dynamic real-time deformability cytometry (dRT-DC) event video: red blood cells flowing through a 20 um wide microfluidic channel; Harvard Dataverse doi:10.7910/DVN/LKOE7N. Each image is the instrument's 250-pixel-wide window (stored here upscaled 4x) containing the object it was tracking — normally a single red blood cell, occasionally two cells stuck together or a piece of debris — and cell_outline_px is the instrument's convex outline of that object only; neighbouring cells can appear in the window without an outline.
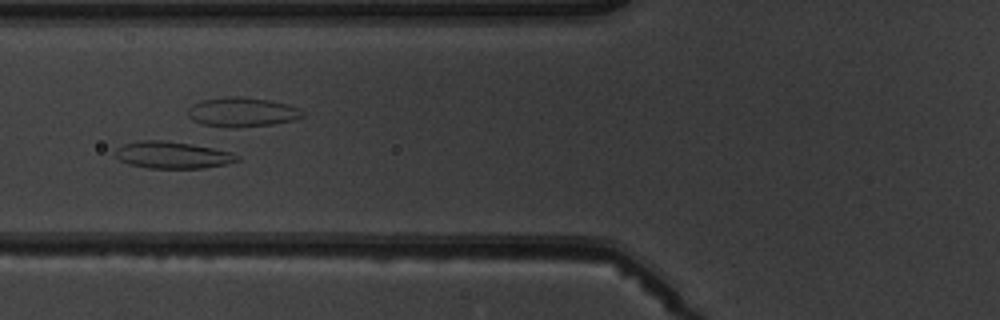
{"species": "common noctule bat (a hibernating species)", "species_latin": "Nyctalus noctula", "temperature_condition": "warm", "stored_images_in_passage": 6, "camera_frame_rate_fps": 3000, "um_per_image_px": 0.085, "animal": {"sex": "male", "body_mass_g": 19.5, "forearm_length_mm": 54.6}, "frame": {"image": 1, "passage_image": 5, "time_ms": 4.667, "image_size_px": [1000, 320], "cell_outline_px": [[240, 160], [224, 164], [204, 168], [148, 168], [128, 164], [120, 160], [116, 156], [116, 148], [124, 144], [140, 140], [164, 140], [212, 148], [232, 152], [240, 156]], "centroid_in_image_um": [14.66, 13.18], "position_along_channel_um": 111.1, "area_um2": 18.96}}